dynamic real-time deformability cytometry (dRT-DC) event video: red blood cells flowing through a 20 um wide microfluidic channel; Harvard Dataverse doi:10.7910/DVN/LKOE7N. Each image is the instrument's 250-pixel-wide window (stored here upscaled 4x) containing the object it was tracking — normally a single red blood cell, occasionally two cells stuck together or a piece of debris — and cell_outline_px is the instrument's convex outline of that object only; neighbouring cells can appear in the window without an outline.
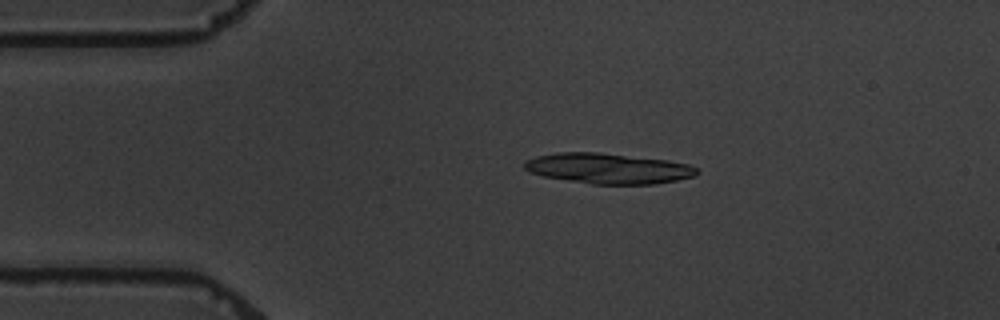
{"species": "common noctule bat (a hibernating species)", "species_latin": "Nyctalus noctula", "temperature_condition": "warm", "stored_images_in_passage": 6, "camera_frame_rate_fps": 3000, "um_per_image_px": 0.085, "animal": {"sex": "male", "body_mass_g": 19.5, "forearm_length_mm": 54.6}, "frame": {"image": 1, "passage_image": 2, "time_ms": 2.333, "image_size_px": [1000, 320], "cell_outline_px": [[700, 172], [696, 176], [676, 180], [652, 184], [592, 184], [544, 176], [528, 172], [524, 168], [524, 160], [536, 156], [556, 152], [600, 152], [668, 160], [688, 164], [696, 168]], "centroid_in_image_um": [51.68, 14.31], "position_along_channel_um": 33.3, "area_um2": 30.69}}